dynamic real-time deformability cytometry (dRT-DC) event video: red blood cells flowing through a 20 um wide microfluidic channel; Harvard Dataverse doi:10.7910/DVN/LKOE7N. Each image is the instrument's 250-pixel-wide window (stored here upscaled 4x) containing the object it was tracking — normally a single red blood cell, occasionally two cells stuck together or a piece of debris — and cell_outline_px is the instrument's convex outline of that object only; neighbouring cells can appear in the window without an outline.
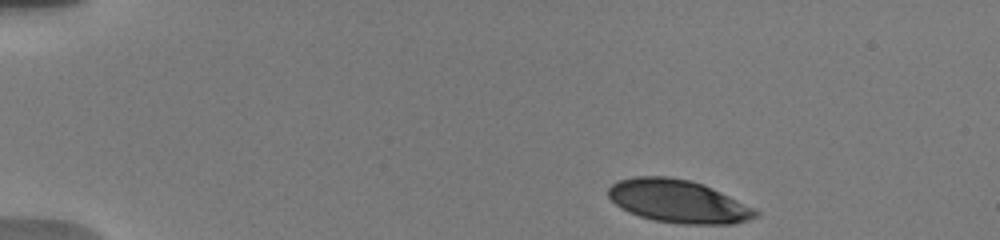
{"species": "human", "species_latin": "Homo sapiens", "temperature_condition": "warm", "stored_images_in_passage": 24, "camera_frame_rate_fps": 3000, "um_per_image_px": 0.085, "donor": {"sex": "male"}, "frame": {"image": 1, "passage_image": 1, "time_ms": 0.0, "image_size_px": [1000, 240], "cell_outline_px": [[760, 216], [748, 220], [732, 224], [684, 224], [652, 220], [628, 212], [620, 208], [608, 196], [608, 188], [612, 184], [620, 180], [636, 176], [668, 176], [692, 180], [704, 184], [756, 208], [760, 212]], "centroid_in_image_um": [57.68, 17.11], "position_along_channel_um": 27.3, "area_um2": 37.17}}
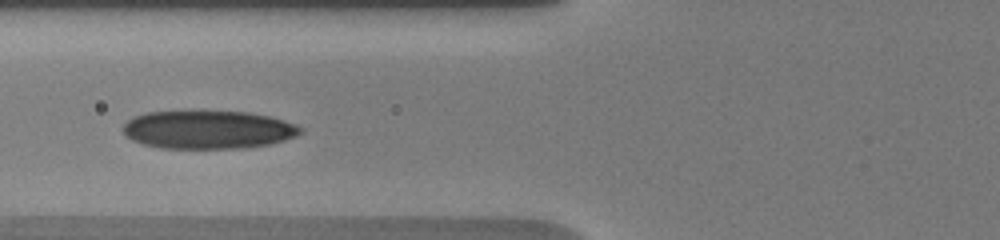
{"frame": {"image": 2, "passage_image": 18, "time_ms": 4.667, "image_size_px": [1000, 240], "cell_outline_px": [[304, 132], [296, 136], [284, 140], [268, 144], [244, 148], [160, 148], [144, 144], [132, 140], [124, 136], [124, 124], [132, 116], [148, 112], [192, 108], [248, 112], [268, 116], [284, 120], [296, 124], [304, 128]], "centroid_in_image_um": [17.67, 10.97], "position_along_channel_um": 108.1, "area_um2": 40.86}}
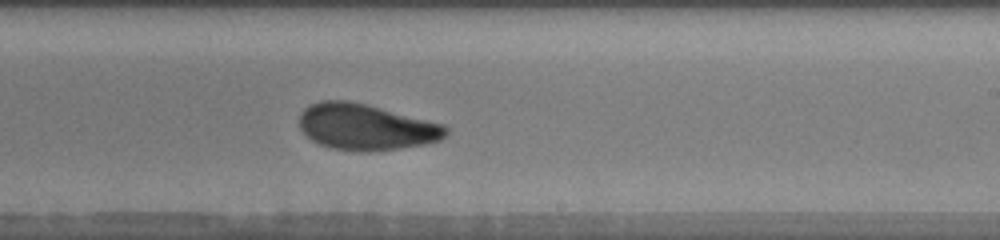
{"frame": {"image": 3, "passage_image": 24, "time_ms": 8.667, "image_size_px": [1000, 240], "cell_outline_px": [[448, 132], [440, 140], [424, 144], [400, 148], [360, 152], [332, 148], [320, 144], [312, 140], [300, 128], [300, 112], [304, 108], [320, 100], [348, 100], [368, 104], [444, 124], [448, 128]], "centroid_in_image_um": [31.11, 10.78], "position_along_channel_um": 257.9, "area_um2": 39.36}}